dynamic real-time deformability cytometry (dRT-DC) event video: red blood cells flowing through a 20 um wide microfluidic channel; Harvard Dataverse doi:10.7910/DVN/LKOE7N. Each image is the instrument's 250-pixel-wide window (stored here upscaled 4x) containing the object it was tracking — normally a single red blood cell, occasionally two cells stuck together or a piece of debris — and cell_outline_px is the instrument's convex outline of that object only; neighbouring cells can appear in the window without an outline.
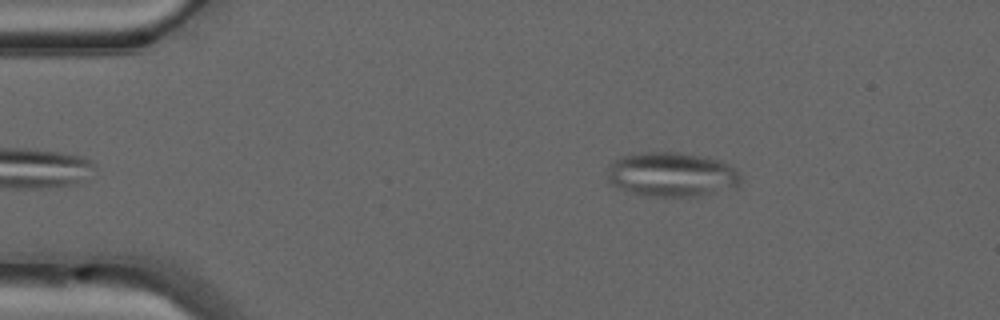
{"species": "common noctule bat (a hibernating species)", "species_latin": "Nyctalus noctula", "temperature_condition": "warm", "stored_images_in_passage": 46, "camera_frame_rate_fps": 3000, "um_per_image_px": 0.085, "animal": {"sex": "male", "forearm_length_mm": 52.5}, "frame": {"image": 1, "passage_image": 6, "time_ms": 1.667, "image_size_px": [1000, 320], "cell_outline_px": [[740, 180], [736, 188], [692, 196], [644, 196], [620, 188], [612, 184], [608, 180], [608, 164], [620, 156], [644, 152], [676, 152], [704, 156], [720, 160], [728, 164], [740, 176]], "centroid_in_image_um": [57.06, 14.82], "position_along_channel_um": 27.9, "area_um2": 34.39}}
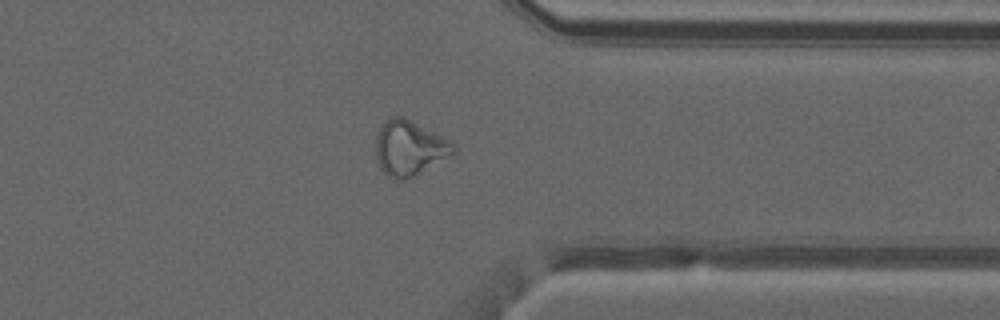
{"frame": {"image": 2, "passage_image": 36, "time_ms": 11.667, "image_size_px": [1000, 320], "cell_outline_px": [[456, 152], [452, 156], [404, 180], [392, 180], [380, 168], [376, 156], [376, 136], [380, 128], [392, 116], [400, 116], [452, 140], [456, 144]], "centroid_in_image_um": [34.83, 12.61], "position_along_channel_um": 376.6, "area_um2": 24.8}}
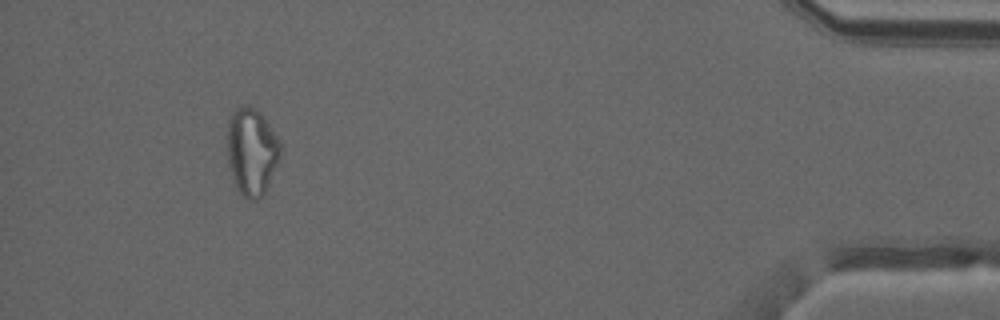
{"frame": {"image": 3, "passage_image": 43, "time_ms": 14.0, "image_size_px": [1000, 320], "cell_outline_px": [[280, 156], [264, 196], [256, 200], [248, 200], [236, 188], [228, 164], [228, 120], [232, 112], [236, 108], [244, 104], [248, 104], [256, 108], [260, 112], [276, 136], [280, 144]], "centroid_in_image_um": [21.38, 12.88], "position_along_channel_um": 413.8, "area_um2": 26.99}, "authors_computed_cell_mechanics": {"area_um2": 25.6343, "velocity_mm_per_s": 4.1697, "shape_relaxation_time_tau1_ms": null, "shape_relaxation_time_tau2_ms": 3.3947, "deformation_change_tau1": null, "deformation_change_tau2": 0.1242}}